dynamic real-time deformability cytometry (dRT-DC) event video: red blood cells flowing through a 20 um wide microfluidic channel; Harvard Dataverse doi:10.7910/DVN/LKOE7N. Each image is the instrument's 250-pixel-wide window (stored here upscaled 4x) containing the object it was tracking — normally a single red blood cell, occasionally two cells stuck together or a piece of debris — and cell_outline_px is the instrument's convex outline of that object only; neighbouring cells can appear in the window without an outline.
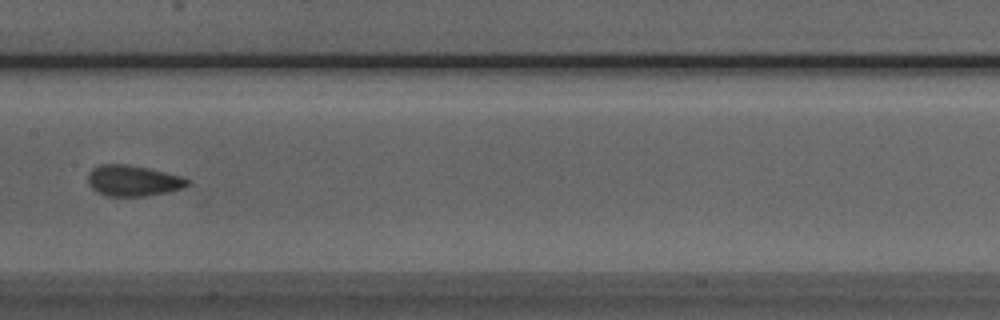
{"species": "Egyptian fruit bat (a non-hibernating species)", "species_latin": "Rousettus aegyptiacus", "temperature_condition": "room temperature", "stored_images_in_passage": 5, "camera_frame_rate_fps": 3000, "um_per_image_px": 0.085, "animal": {"sex": "male"}, "frame": {"image": 1, "passage_image": 4, "time_ms": 3.333, "image_size_px": [1000, 320], "cell_outline_px": [[192, 180], [184, 188], [168, 192], [144, 196], [108, 196], [96, 192], [88, 184], [88, 172], [92, 168], [100, 164], [124, 164], [148, 168], [180, 176]], "centroid_in_image_um": [11.29, 15.36], "position_along_channel_um": 196.1, "area_um2": 17.98}}
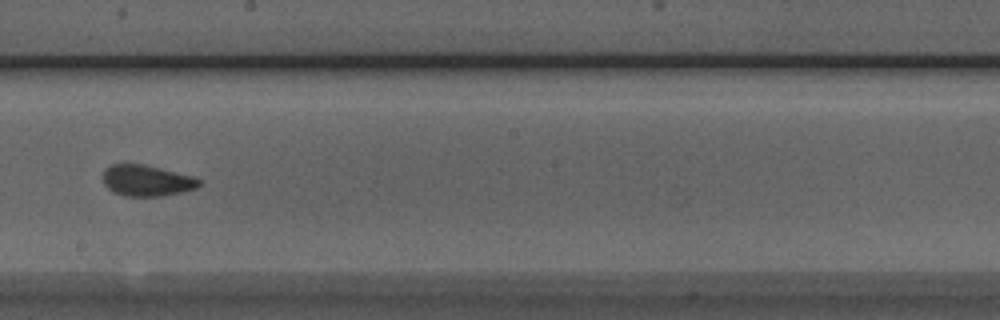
{"frame": {"image": 2, "passage_image": 5, "time_ms": 4.333, "image_size_px": [1000, 320], "cell_outline_px": [[204, 180], [196, 188], [180, 192], [160, 196], [124, 196], [112, 192], [104, 184], [104, 168], [112, 164], [144, 164], [196, 176]], "centroid_in_image_um": [12.5, 15.34], "position_along_channel_um": 235.7, "area_um2": 17.63}}